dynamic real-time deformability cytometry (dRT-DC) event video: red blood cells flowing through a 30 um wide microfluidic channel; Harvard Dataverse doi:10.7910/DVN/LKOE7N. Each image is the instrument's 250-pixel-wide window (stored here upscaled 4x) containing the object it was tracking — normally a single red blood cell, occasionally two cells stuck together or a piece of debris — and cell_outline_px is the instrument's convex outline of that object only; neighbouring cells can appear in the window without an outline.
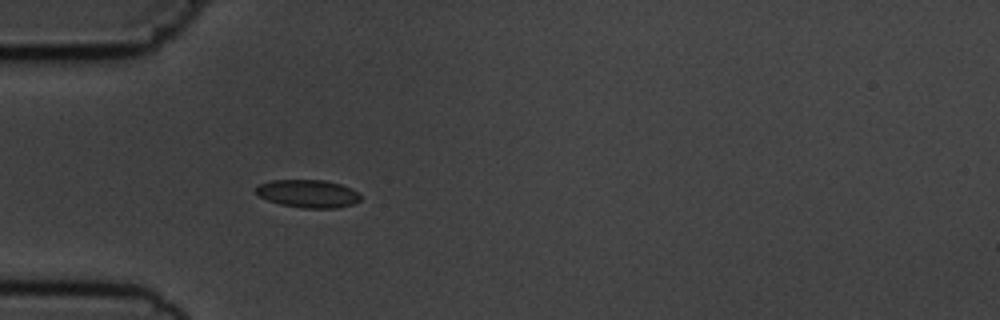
{"species": "common noctule bat (a hibernating species)", "species_latin": "Nyctalus noctula", "temperature_condition": "cold", "stored_images_in_passage": 4, "camera_frame_rate_fps": 3000, "um_per_image_px": 0.085, "animal": {"sex": "male", "body_mass_g": 19.5, "forearm_length_mm": 54.6}, "frame": {"image": 1, "passage_image": 4, "time_ms": 3.333, "image_size_px": [1000, 320], "cell_outline_px": [[360, 200], [352, 204], [336, 208], [304, 208], [280, 204], [268, 200], [260, 196], [256, 192], [256, 188], [260, 184], [272, 180], [324, 180], [340, 184], [352, 188], [360, 196]], "centroid_in_image_um": [26.19, 16.46], "position_along_channel_um": 58.8, "area_um2": 16.82}}